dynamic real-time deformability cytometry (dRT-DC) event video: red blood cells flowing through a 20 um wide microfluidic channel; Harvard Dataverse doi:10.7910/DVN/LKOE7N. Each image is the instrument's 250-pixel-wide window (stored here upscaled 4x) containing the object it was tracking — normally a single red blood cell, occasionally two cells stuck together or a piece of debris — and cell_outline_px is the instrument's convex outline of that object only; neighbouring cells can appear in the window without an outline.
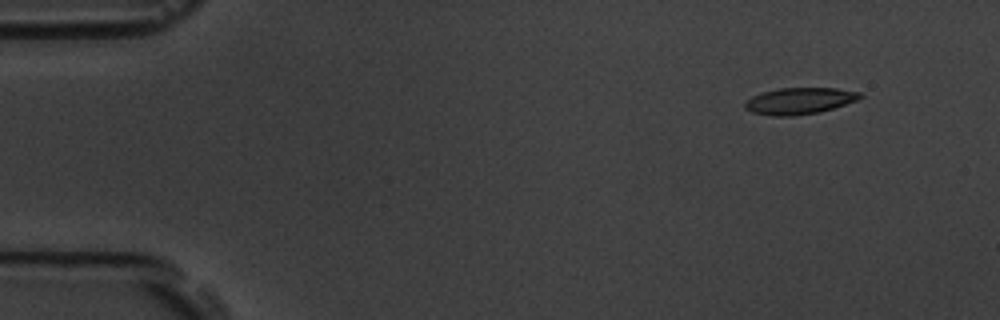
{"species": "common noctule bat (a hibernating species)", "species_latin": "Nyctalus noctula", "temperature_condition": "room temperature", "stored_images_in_passage": 13, "camera_frame_rate_fps": 3000, "um_per_image_px": 0.085, "animal": {"sex": "male", "body_mass_g": 19.5, "forearm_length_mm": 54.6}, "frame": {"image": 1, "passage_image": 2, "time_ms": 0.333, "image_size_px": [1000, 320], "cell_outline_px": [[864, 96], [856, 100], [820, 112], [792, 116], [772, 116], [752, 112], [744, 108], [744, 104], [752, 96], [764, 92], [780, 88], [836, 88], [860, 92]], "centroid_in_image_um": [67.95, 8.58], "position_along_channel_um": 17.1, "area_um2": 17.63}}
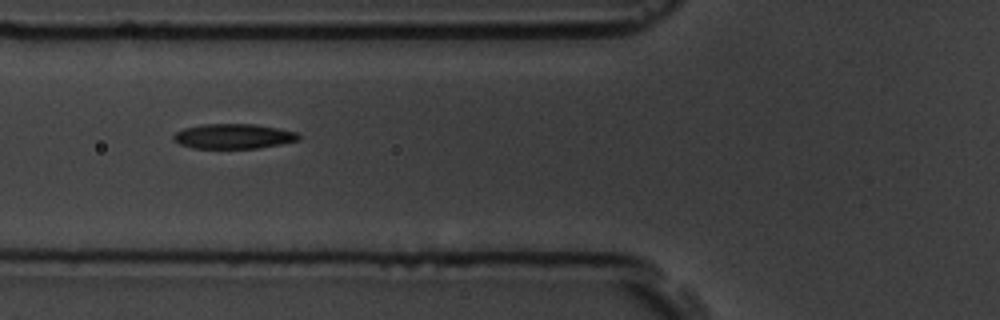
{"frame": {"image": 2, "passage_image": 6, "time_ms": 1.667, "image_size_px": [1000, 320], "cell_outline_px": [[300, 136], [296, 140], [280, 144], [256, 148], [192, 148], [180, 144], [172, 140], [172, 136], [176, 132], [184, 128], [200, 124], [256, 124], [296, 132]], "centroid_in_image_um": [19.77, 11.58], "position_along_channel_um": 106.0, "area_um2": 18.03}}
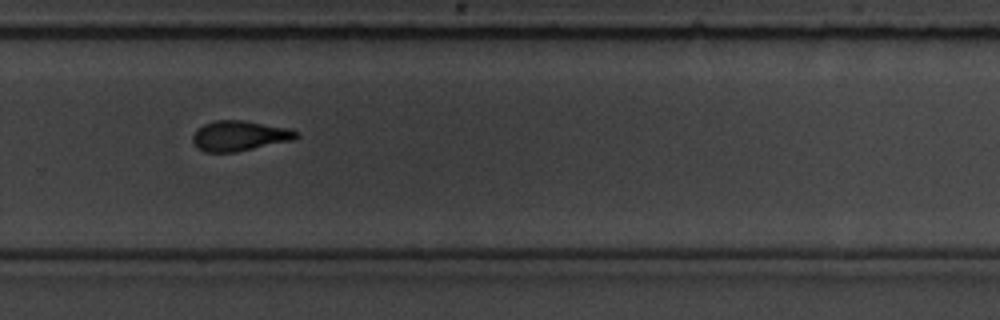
{"frame": {"image": 3, "passage_image": 11, "time_ms": 3.333, "image_size_px": [1000, 320], "cell_outline_px": [[300, 136], [292, 140], [236, 152], [204, 152], [192, 140], [192, 136], [196, 128], [204, 124], [216, 120], [244, 120], [288, 128], [296, 132]], "centroid_in_image_um": [20.33, 11.54], "position_along_channel_um": 309.5, "area_um2": 18.09}}